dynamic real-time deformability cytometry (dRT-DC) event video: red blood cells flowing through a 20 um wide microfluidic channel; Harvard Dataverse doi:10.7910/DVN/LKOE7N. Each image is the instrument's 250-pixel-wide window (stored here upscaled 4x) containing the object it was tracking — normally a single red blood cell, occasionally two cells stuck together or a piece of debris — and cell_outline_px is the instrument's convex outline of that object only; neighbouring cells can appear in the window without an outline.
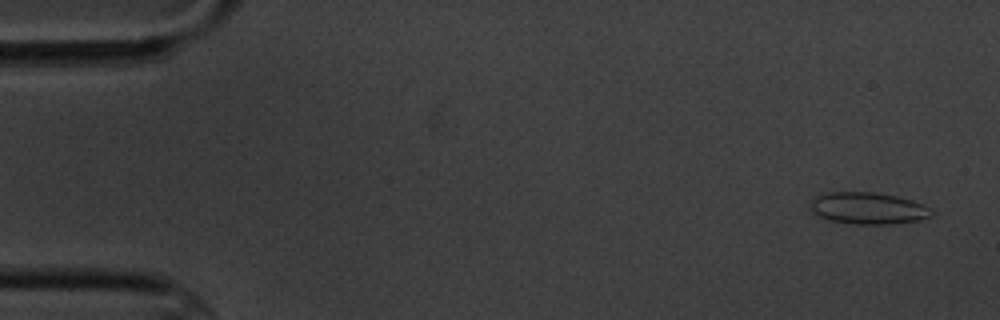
{"species": "common noctule bat (a hibernating species)", "species_latin": "Nyctalus noctula", "temperature_condition": "cold", "stored_images_in_passage": 5, "camera_frame_rate_fps": 3000, "um_per_image_px": 0.085, "animal": {"sex": "male", "body_mass_g": 20.1, "forearm_length_mm": 53.5}, "frame": {"image": 1, "passage_image": 1, "time_ms": 0.0, "image_size_px": [1000, 320], "cell_outline_px": [[932, 216], [920, 220], [892, 224], [852, 224], [828, 220], [816, 216], [808, 208], [808, 204], [816, 196], [824, 192], [876, 192], [896, 196], [912, 200], [928, 208], [932, 212]], "centroid_in_image_um": [73.7, 17.7], "position_along_channel_um": 11.3, "area_um2": 22.72}}